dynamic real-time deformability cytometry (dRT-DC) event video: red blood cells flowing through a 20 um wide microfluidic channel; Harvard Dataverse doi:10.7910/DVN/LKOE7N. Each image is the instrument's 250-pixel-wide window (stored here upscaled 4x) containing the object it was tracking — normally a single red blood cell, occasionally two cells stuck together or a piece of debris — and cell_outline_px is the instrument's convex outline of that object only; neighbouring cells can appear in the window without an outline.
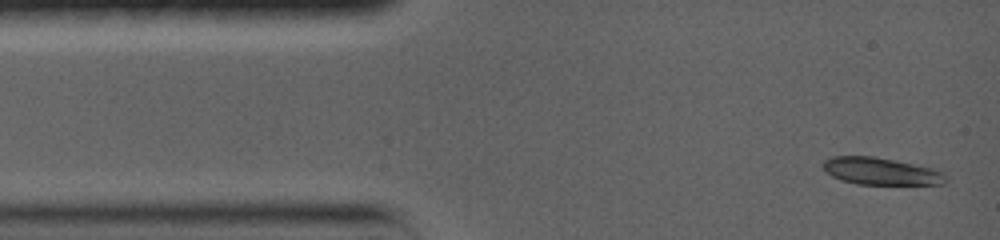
{"species": "common noctule bat (a hibernating species)", "species_latin": "Nyctalus noctula", "temperature_condition": "warm", "stored_images_in_passage": 23, "camera_frame_rate_fps": 5000, "um_per_image_px": 0.085, "animal": {"sex": "female", "body_mass_g": 19.0, "forearm_length_mm": 56.7}, "frame": {"image": 1, "passage_image": 1, "time_ms": 0.0, "image_size_px": [1000, 240], "cell_outline_px": [[948, 180], [944, 184], [856, 184], [840, 180], [832, 176], [820, 164], [824, 160], [832, 156], [872, 156], [932, 168], [944, 172], [948, 176]], "centroid_in_image_um": [74.88, 14.56], "position_along_channel_um": 10.1, "area_um2": 19.42}}
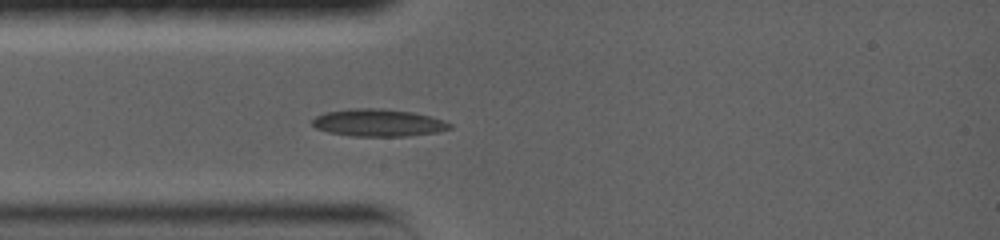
{"frame": {"image": 2, "passage_image": 15, "time_ms": 3.0, "image_size_px": [1000, 240], "cell_outline_px": [[452, 128], [440, 132], [408, 136], [352, 136], [328, 132], [316, 128], [312, 124], [312, 120], [316, 116], [324, 112], [352, 108], [376, 108], [412, 112], [444, 120], [452, 124]], "centroid_in_image_um": [32.16, 10.44], "position_along_channel_um": 52.8, "area_um2": 21.96}}
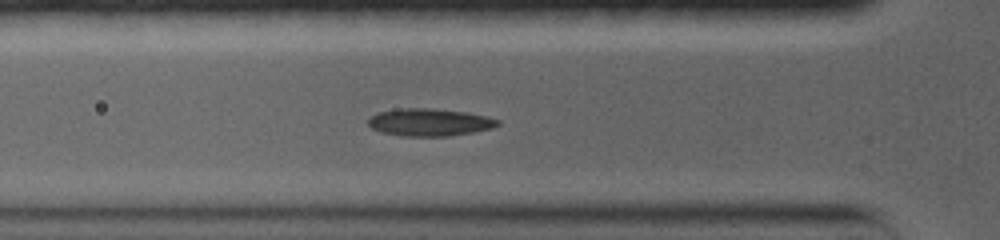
{"frame": {"image": 3, "passage_image": 22, "time_ms": 4.0, "image_size_px": [1000, 240], "cell_outline_px": [[500, 124], [492, 128], [472, 132], [448, 136], [404, 136], [380, 132], [372, 128], [368, 124], [368, 120], [376, 112], [404, 108], [432, 108], [468, 112], [488, 116], [500, 120]], "centroid_in_image_um": [36.53, 10.38], "position_along_channel_um": 89.3, "area_um2": 20.81}}